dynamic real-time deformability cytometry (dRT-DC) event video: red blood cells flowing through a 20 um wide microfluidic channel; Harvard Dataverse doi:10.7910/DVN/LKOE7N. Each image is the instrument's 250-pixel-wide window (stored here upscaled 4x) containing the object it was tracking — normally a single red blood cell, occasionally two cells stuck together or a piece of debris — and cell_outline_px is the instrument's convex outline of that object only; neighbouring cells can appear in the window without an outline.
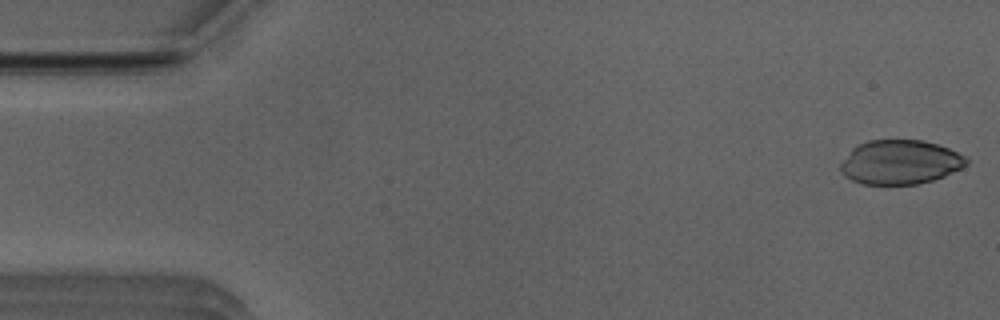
{"species": "Egyptian fruit bat (a non-hibernating species)", "species_latin": "Rousettus aegyptiacus", "temperature_condition": "room temperature", "stored_images_in_passage": 50, "camera_frame_rate_fps": 3000, "um_per_image_px": 0.085, "animal": {"sex": "male"}, "frame": {"image": 1, "passage_image": 1, "time_ms": 0.0, "image_size_px": [1000, 320], "cell_outline_px": [[968, 164], [944, 176], [932, 180], [916, 184], [864, 184], [852, 180], [844, 176], [840, 172], [840, 164], [852, 148], [868, 140], [924, 140], [948, 148], [964, 156], [968, 160]], "centroid_in_image_um": [76.48, 13.78], "position_along_channel_um": 8.5, "area_um2": 32.25}}
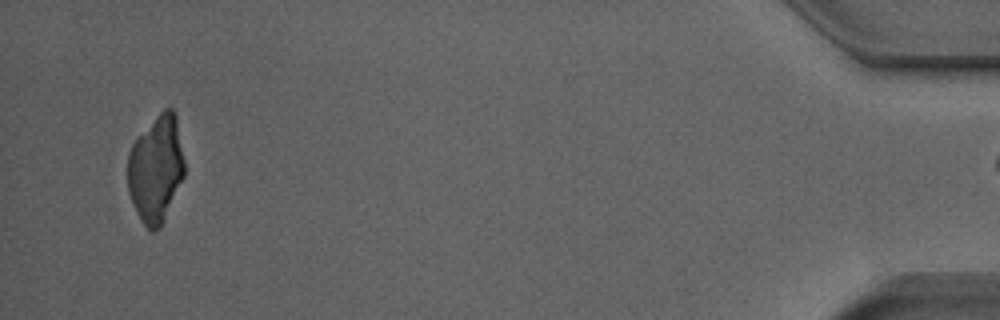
{"frame": {"image": 2, "passage_image": 49, "time_ms": 16.0, "image_size_px": [1000, 320], "cell_outline_px": [[184, 176], [164, 220], [160, 228], [152, 232], [144, 224], [136, 212], [132, 204], [128, 192], [128, 152], [132, 144], [156, 116], [164, 108], [172, 108], [176, 112], [184, 160]], "centroid_in_image_um": [13.26, 14.35], "position_along_channel_um": 421.9, "area_um2": 35.32}}